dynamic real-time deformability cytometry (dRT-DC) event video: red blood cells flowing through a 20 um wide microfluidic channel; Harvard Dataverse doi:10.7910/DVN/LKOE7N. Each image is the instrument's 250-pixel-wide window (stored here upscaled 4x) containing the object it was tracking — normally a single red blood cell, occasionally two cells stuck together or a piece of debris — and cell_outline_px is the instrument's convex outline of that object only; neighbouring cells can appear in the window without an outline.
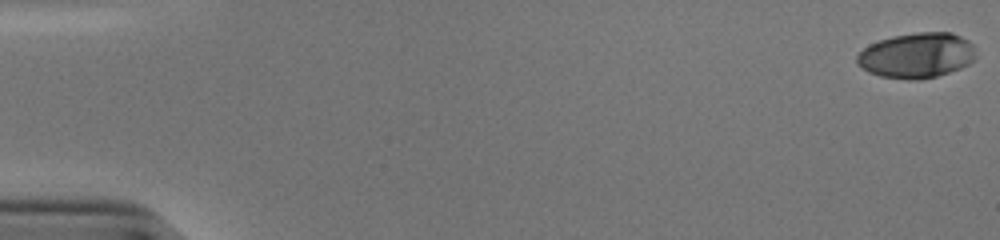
{"species": "human", "species_latin": "Homo sapiens", "temperature_condition": "cold", "stored_images_in_passage": 47, "camera_frame_rate_fps": 3000, "um_per_image_px": 0.085, "donor": {"sex": "male"}, "frame": {"image": 1, "passage_image": 1, "time_ms": 0.0, "image_size_px": [1000, 240], "cell_outline_px": [[976, 56], [968, 64], [960, 68], [936, 76], [920, 80], [908, 80], [880, 76], [868, 72], [856, 60], [856, 56], [868, 44], [892, 36], [916, 32], [952, 32], [968, 40], [972, 44]], "centroid_in_image_um": [77.92, 4.7], "position_along_channel_um": 7.1, "area_um2": 31.33}}
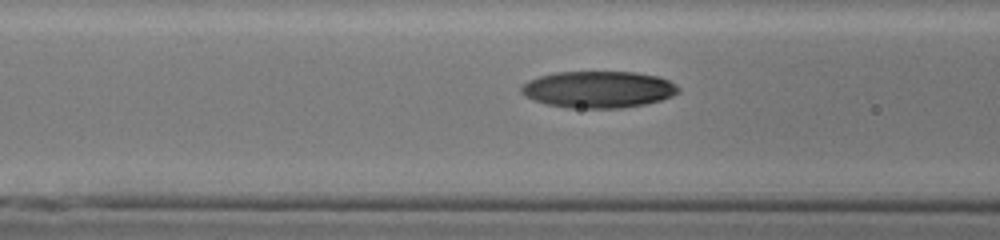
{"frame": {"image": 2, "passage_image": 23, "time_ms": 7.333, "image_size_px": [1000, 240], "cell_outline_px": [[680, 92], [672, 96], [660, 100], [644, 104], [620, 108], [568, 108], [544, 104], [520, 92], [520, 88], [528, 80], [540, 76], [556, 72], [636, 72], [656, 76], [668, 80], [676, 84], [680, 88]], "centroid_in_image_um": [50.87, 7.6], "position_along_channel_um": 115.7, "area_um2": 33.58}}
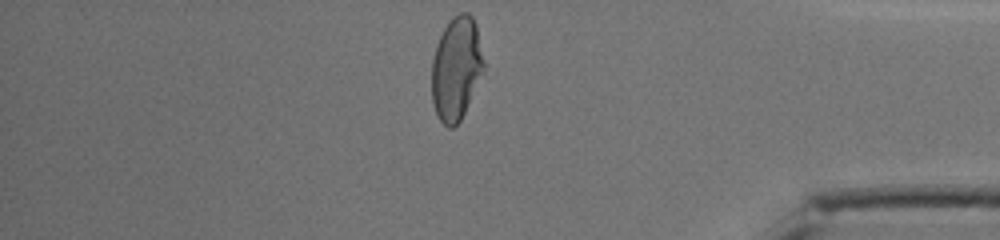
{"frame": {"image": 3, "passage_image": 47, "time_ms": 15.333, "image_size_px": [1000, 240], "cell_outline_px": [[484, 72], [460, 120], [452, 128], [448, 128], [440, 120], [432, 104], [432, 60], [436, 44], [444, 28], [452, 16], [460, 12], [468, 12], [472, 16], [476, 24], [484, 64]], "centroid_in_image_um": [38.78, 5.8], "position_along_channel_um": 396.4, "area_um2": 31.27}, "authors_computed_cell_mechanics": {"area_um2": 32.5414, "velocity_mm_per_s": 3.8428, "shape_relaxation_time_tau1_ms": 5.5977, "shape_relaxation_time_tau2_ms": 2.1194, "deformation_change_tau1": 0.2206, "deformation_change_tau2": 0.0436}}